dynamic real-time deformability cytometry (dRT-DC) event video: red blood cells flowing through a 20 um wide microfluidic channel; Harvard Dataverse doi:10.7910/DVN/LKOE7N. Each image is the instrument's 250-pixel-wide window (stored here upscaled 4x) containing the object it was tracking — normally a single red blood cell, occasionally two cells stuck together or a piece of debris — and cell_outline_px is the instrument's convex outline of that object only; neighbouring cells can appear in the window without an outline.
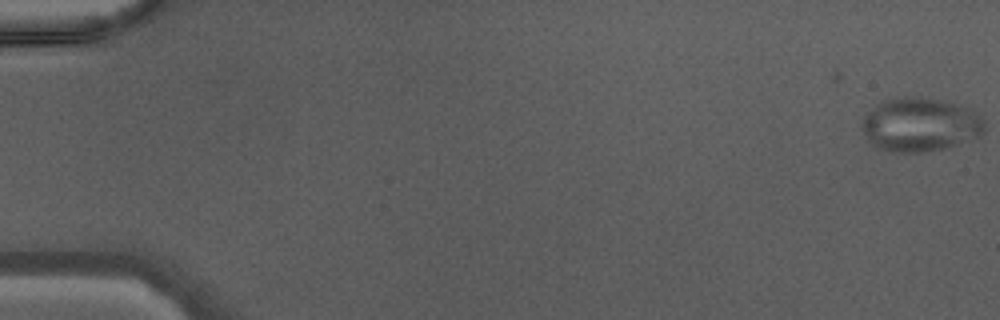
{"species": "Egyptian fruit bat (a non-hibernating species)", "species_latin": "Rousettus aegyptiacus", "temperature_condition": "warm", "stored_images_in_passage": 47, "camera_frame_rate_fps": 3000, "um_per_image_px": 0.085, "animal": {"sex": "male"}, "frame": {"image": 1, "passage_image": 1, "time_ms": 0.0, "image_size_px": [1000, 320], "cell_outline_px": [[984, 132], [980, 136], [944, 148], [928, 152], [896, 152], [880, 148], [864, 132], [860, 124], [864, 116], [880, 100], [904, 96], [916, 96], [956, 104], [972, 108], [984, 120]], "centroid_in_image_um": [78.23, 10.57], "position_along_channel_um": 6.8, "area_um2": 38.21}}
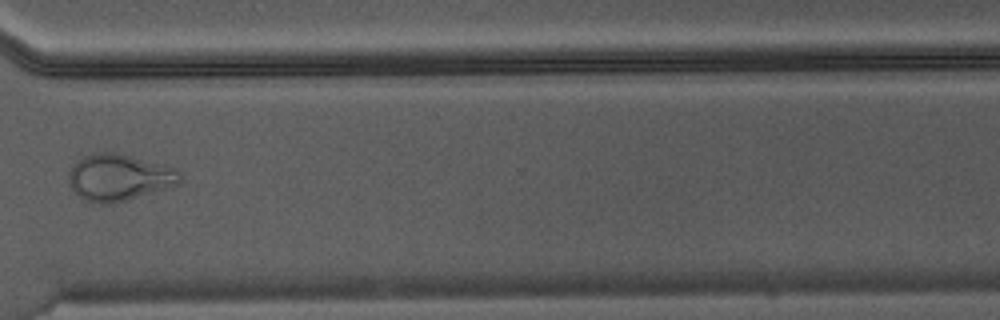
{"frame": {"image": 2, "passage_image": 36, "time_ms": 11.667, "image_size_px": [1000, 320], "cell_outline_px": [[184, 180], [180, 184], [124, 200], [100, 204], [92, 204], [84, 200], [72, 192], [68, 184], [68, 172], [76, 160], [80, 156], [92, 152], [120, 152], [176, 168], [184, 172]], "centroid_in_image_um": [10.1, 15.05], "position_along_channel_um": 360.5, "area_um2": 31.04}}
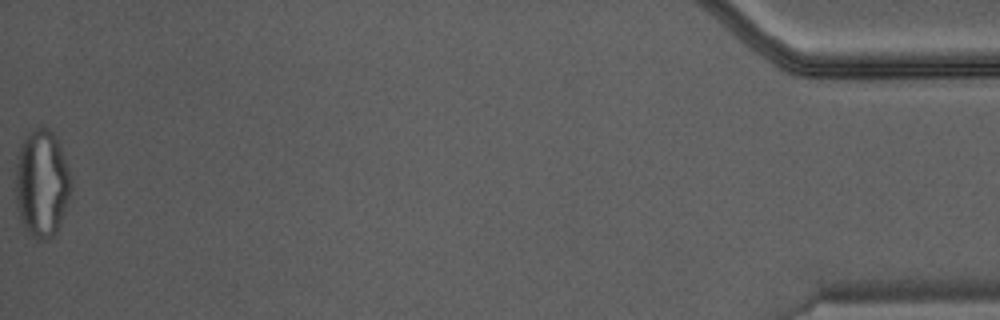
{"frame": {"image": 3, "passage_image": 47, "time_ms": 15.333, "image_size_px": [1000, 320], "cell_outline_px": [[72, 188], [56, 232], [48, 240], [36, 240], [24, 228], [20, 220], [16, 204], [16, 156], [20, 144], [28, 132], [32, 128], [40, 124], [44, 124], [56, 136], [72, 176]], "centroid_in_image_um": [3.54, 15.54], "position_along_channel_um": 431.7, "area_um2": 35.37}}